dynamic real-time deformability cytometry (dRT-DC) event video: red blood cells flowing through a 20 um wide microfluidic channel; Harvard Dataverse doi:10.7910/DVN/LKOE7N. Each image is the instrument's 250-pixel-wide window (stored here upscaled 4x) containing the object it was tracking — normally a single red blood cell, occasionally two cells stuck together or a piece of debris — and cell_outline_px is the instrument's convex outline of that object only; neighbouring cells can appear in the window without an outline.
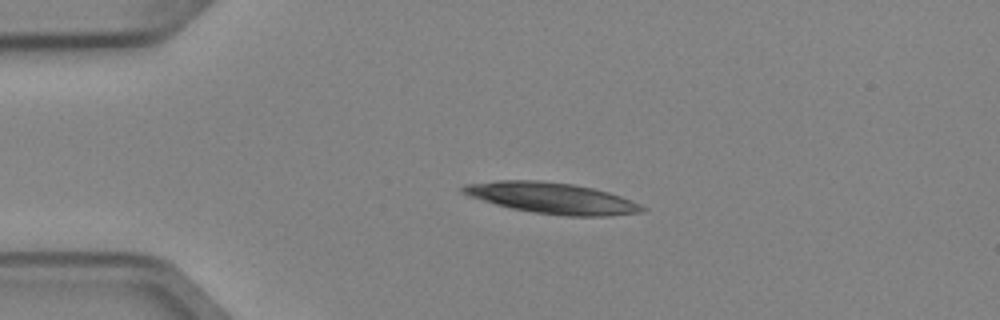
{"species": "Egyptian fruit bat (a non-hibernating species)", "species_latin": "Rousettus aegyptiacus", "temperature_condition": "cold", "stored_images_in_passage": 4, "camera_frame_rate_fps": 3000, "um_per_image_px": 0.085, "animal": {"sex": "female"}, "frame": {"image": 1, "passage_image": 4, "time_ms": 1.0, "image_size_px": [1000, 320], "cell_outline_px": [[648, 208], [644, 212], [608, 216], [564, 216], [536, 212], [512, 208], [496, 204], [468, 196], [460, 192], [460, 188], [464, 184], [500, 180], [540, 180], [572, 184], [592, 188], [608, 192], [632, 200]], "centroid_in_image_um": [46.93, 16.83], "position_along_channel_um": 38.1, "area_um2": 32.37}}